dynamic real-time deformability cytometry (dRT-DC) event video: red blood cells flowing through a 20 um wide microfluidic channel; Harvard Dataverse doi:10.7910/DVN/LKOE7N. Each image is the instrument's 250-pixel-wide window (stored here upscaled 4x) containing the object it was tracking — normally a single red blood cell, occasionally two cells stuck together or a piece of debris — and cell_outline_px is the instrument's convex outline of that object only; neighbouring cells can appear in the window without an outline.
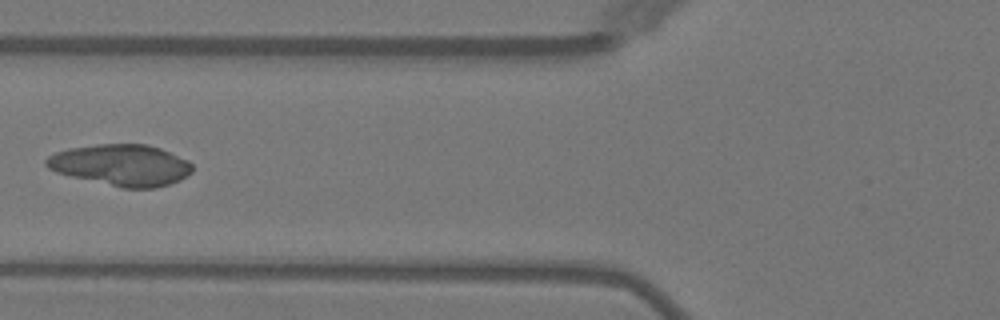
{"species": "Egyptian fruit bat (a non-hibernating species)", "species_latin": "Rousettus aegyptiacus", "temperature_condition": "warm", "stored_images_in_passage": 4, "camera_frame_rate_fps": 3000, "um_per_image_px": 0.085, "animal": {"sex": "female"}, "frame": {"image": 1, "passage_image": 3, "time_ms": 2.667, "image_size_px": [1000, 320], "cell_outline_px": [[192, 172], [180, 180], [156, 188], [124, 188], [72, 176], [56, 172], [48, 168], [44, 164], [44, 160], [48, 156], [56, 152], [68, 148], [96, 144], [148, 144], [160, 148], [188, 160], [192, 164]], "centroid_in_image_um": [10.29, 14.02], "position_along_channel_um": 115.5, "area_um2": 35.14}}
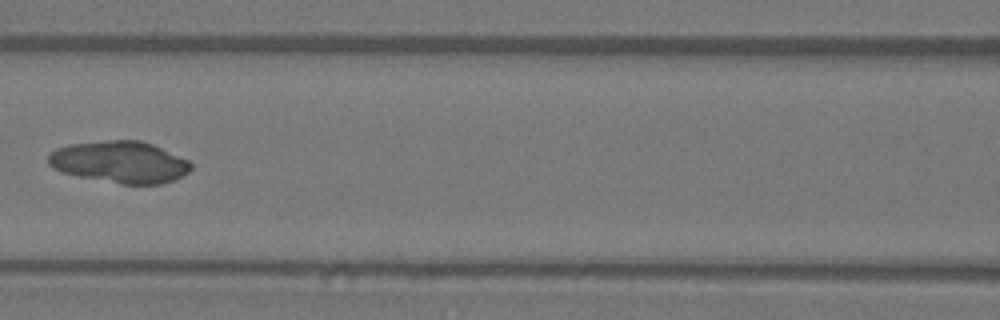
{"frame": {"image": 2, "passage_image": 4, "time_ms": 3.667, "image_size_px": [1000, 320], "cell_outline_px": [[192, 168], [188, 172], [172, 180], [160, 184], [120, 184], [80, 176], [64, 172], [52, 168], [48, 164], [48, 156], [56, 148], [68, 144], [108, 140], [140, 140], [152, 144], [188, 160], [192, 164]], "centroid_in_image_um": [10.17, 13.76], "position_along_channel_um": 156.4, "area_um2": 34.51}}